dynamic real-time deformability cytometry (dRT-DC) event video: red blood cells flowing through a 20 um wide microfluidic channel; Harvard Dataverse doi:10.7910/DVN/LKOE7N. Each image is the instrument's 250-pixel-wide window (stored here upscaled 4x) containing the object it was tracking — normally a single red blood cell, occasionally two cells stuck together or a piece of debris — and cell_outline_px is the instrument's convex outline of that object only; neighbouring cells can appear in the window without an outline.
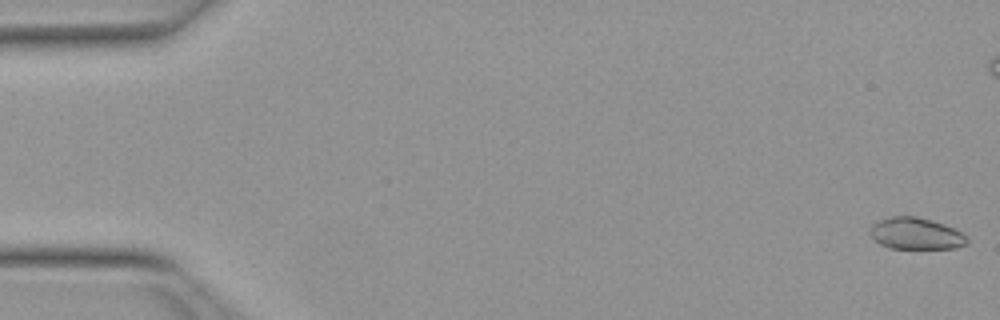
{"species": "Egyptian fruit bat (a non-hibernating species)", "species_latin": "Rousettus aegyptiacus", "temperature_condition": "warm", "stored_images_in_passage": 53, "camera_frame_rate_fps": 3000, "um_per_image_px": 0.085, "animal": {"sex": "female"}, "frame": {"image": 1, "passage_image": 1, "time_ms": 0.0, "image_size_px": [1000, 320], "cell_outline_px": [[968, 244], [956, 248], [892, 248], [880, 244], [872, 236], [872, 224], [880, 220], [892, 216], [916, 216], [932, 220], [944, 224], [960, 232], [968, 240]], "centroid_in_image_um": [77.88, 19.85], "position_along_channel_um": 7.1, "area_um2": 17.57}}
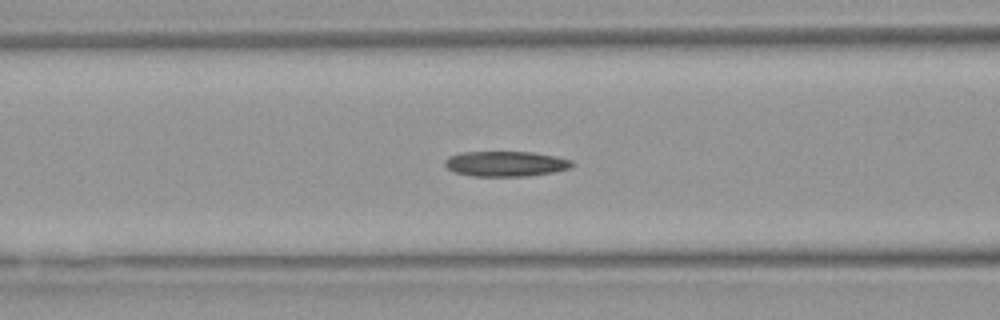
{"frame": {"image": 2, "passage_image": 21, "time_ms": 6.667, "image_size_px": [1000, 320], "cell_outline_px": [[576, 164], [568, 168], [552, 172], [528, 176], [472, 176], [452, 172], [444, 164], [444, 160], [448, 156], [460, 152], [532, 152], [556, 156], [572, 160]], "centroid_in_image_um": [42.95, 13.92], "position_along_channel_um": 123.6, "area_um2": 18.84}}
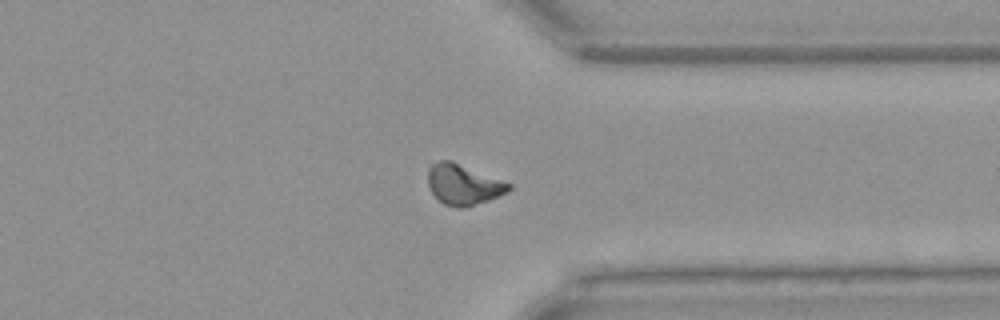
{"frame": {"image": 3, "passage_image": 40, "time_ms": 13.0, "image_size_px": [1000, 320], "cell_outline_px": [[512, 188], [508, 192], [488, 200], [464, 208], [456, 208], [444, 204], [432, 192], [428, 184], [428, 172], [432, 164], [440, 160], [452, 160], [512, 184]], "centroid_in_image_um": [39.4, 15.68], "position_along_channel_um": 372.0, "area_um2": 19.02}, "authors_computed_cell_mechanics": {"area_um2": 18.6116, "velocity_mm_per_s": 3.9643, "shape_relaxation_time_tau1_ms": null, "shape_relaxation_time_tau2_ms": 7.0109, "deformation_change_tau1": null, "deformation_change_tau2": 0.1377}}